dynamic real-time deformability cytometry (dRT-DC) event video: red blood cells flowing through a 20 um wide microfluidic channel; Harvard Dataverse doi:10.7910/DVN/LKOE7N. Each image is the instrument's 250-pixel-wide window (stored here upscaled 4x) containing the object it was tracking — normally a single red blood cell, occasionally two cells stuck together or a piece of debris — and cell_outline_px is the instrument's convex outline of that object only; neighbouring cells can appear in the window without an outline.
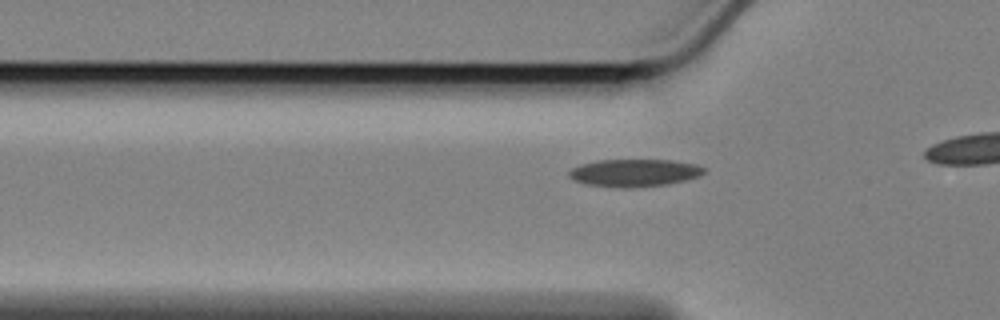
{"species": "Egyptian fruit bat (a non-hibernating species)", "species_latin": "Rousettus aegyptiacus", "temperature_condition": "cold", "stored_images_in_passage": 20, "camera_frame_rate_fps": 3000, "um_per_image_px": 0.085, "animal": {"sex": "female"}, "frame": {"image": 1, "passage_image": 14, "time_ms": 4.333, "image_size_px": [1000, 320], "cell_outline_px": [[704, 172], [700, 176], [668, 184], [632, 188], [624, 188], [584, 184], [568, 176], [568, 172], [572, 168], [580, 164], [596, 160], [672, 160], [696, 164], [704, 168]], "centroid_in_image_um": [53.9, 14.69], "position_along_channel_um": 71.9, "area_um2": 21.68}}
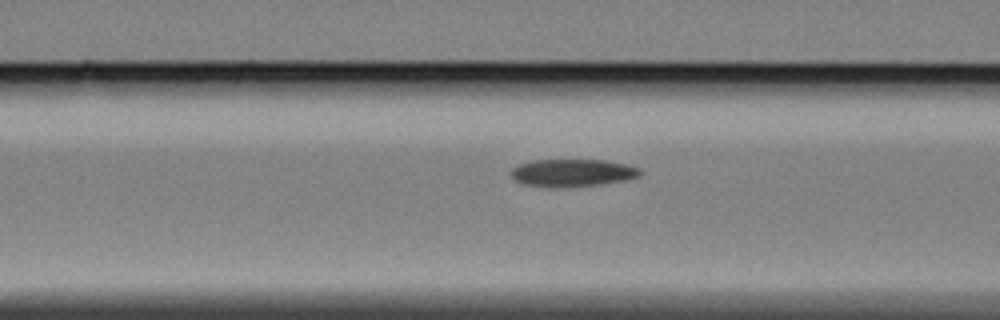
{"frame": {"image": 2, "passage_image": 18, "time_ms": 5.667, "image_size_px": [1000, 320], "cell_outline_px": [[644, 172], [640, 176], [632, 180], [600, 184], [524, 184], [516, 180], [512, 176], [512, 168], [520, 164], [532, 160], [604, 160], [624, 164], [640, 168]], "centroid_in_image_um": [48.79, 14.63], "position_along_channel_um": 117.8, "area_um2": 19.71}}